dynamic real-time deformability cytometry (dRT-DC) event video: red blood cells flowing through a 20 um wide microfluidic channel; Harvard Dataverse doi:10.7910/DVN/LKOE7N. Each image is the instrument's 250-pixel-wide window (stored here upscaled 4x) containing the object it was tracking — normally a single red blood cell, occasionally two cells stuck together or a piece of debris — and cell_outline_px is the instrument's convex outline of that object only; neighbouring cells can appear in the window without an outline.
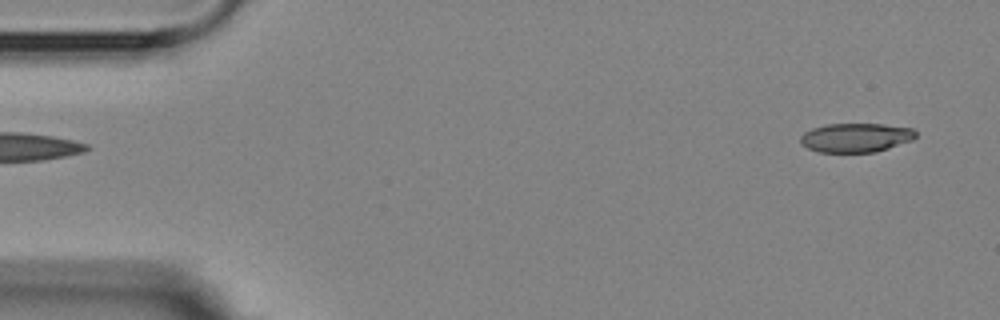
{"species": "Egyptian fruit bat (a non-hibernating species)", "species_latin": "Rousettus aegyptiacus", "temperature_condition": "room temperature", "stored_images_in_passage": 3, "segment_of_instrument_passage": [2, 2], "camera_frame_rate_fps": 3000, "um_per_image_px": 0.085, "animal": {"sex": "female"}, "frame": {"image": 1, "passage_image": 3, "time_ms": 2.333, "image_size_px": [1000, 320], "cell_outline_px": [[916, 136], [912, 140], [876, 152], [816, 152], [800, 144], [800, 136], [804, 132], [812, 128], [828, 124], [884, 124], [912, 128], [916, 132]], "centroid_in_image_um": [72.72, 11.7], "position_along_channel_um": 12.3, "area_um2": 19.59}}